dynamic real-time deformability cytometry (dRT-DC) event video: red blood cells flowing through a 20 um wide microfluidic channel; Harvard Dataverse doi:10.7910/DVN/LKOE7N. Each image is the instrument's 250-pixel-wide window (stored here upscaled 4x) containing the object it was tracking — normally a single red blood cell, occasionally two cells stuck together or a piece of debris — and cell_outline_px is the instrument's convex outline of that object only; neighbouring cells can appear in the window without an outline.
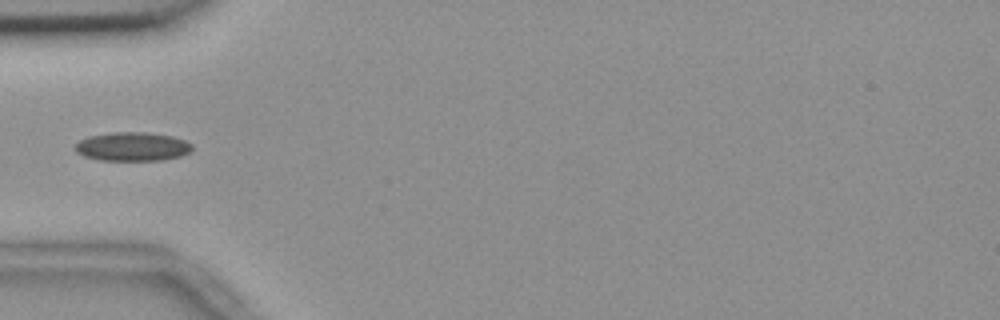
{"species": "common noctule bat (a hibernating species)", "species_latin": "Nyctalus noctula", "temperature_condition": "room temperature", "stored_images_in_passage": 6, "camera_frame_rate_fps": 3000, "um_per_image_px": 0.085, "animal": {"sex": "female", "body_mass_g": 18.4}, "frame": {"image": 1, "passage_image": 3, "time_ms": 0.667, "image_size_px": [1000, 320], "cell_outline_px": [[192, 148], [188, 152], [180, 156], [164, 160], [100, 160], [84, 156], [76, 152], [76, 144], [80, 140], [88, 136], [112, 132], [144, 132], [172, 136], [184, 140], [192, 144]], "centroid_in_image_um": [11.25, 12.46], "position_along_channel_um": 73.8, "area_um2": 19.54}}
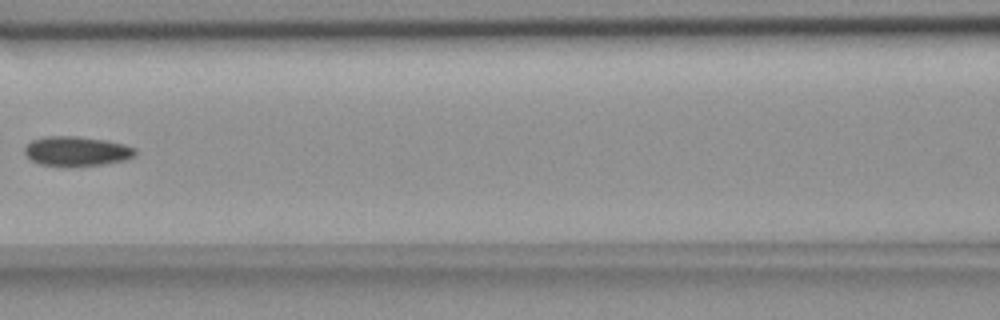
{"frame": {"image": 2, "passage_image": 5, "time_ms": 1.333, "image_size_px": [1000, 320], "cell_outline_px": [[136, 156], [124, 160], [104, 164], [40, 164], [32, 160], [24, 152], [24, 148], [32, 140], [44, 136], [76, 136], [104, 140], [124, 144], [136, 148]], "centroid_in_image_um": [6.54, 12.81], "position_along_channel_um": 160.1, "area_um2": 18.5}}
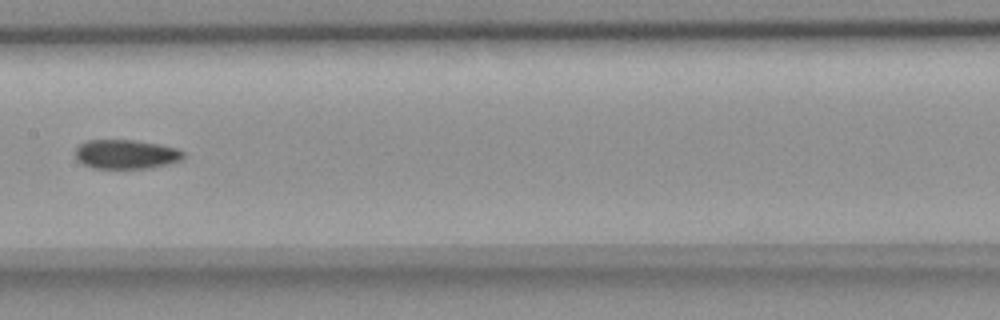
{"frame": {"image": 3, "passage_image": 6, "time_ms": 1.667, "image_size_px": [1000, 320], "cell_outline_px": [[184, 156], [180, 160], [168, 164], [152, 168], [92, 168], [76, 160], [76, 148], [84, 140], [132, 140], [156, 144], [176, 148], [184, 152]], "centroid_in_image_um": [10.68, 13.11], "position_along_channel_um": 196.7, "area_um2": 18.32}}